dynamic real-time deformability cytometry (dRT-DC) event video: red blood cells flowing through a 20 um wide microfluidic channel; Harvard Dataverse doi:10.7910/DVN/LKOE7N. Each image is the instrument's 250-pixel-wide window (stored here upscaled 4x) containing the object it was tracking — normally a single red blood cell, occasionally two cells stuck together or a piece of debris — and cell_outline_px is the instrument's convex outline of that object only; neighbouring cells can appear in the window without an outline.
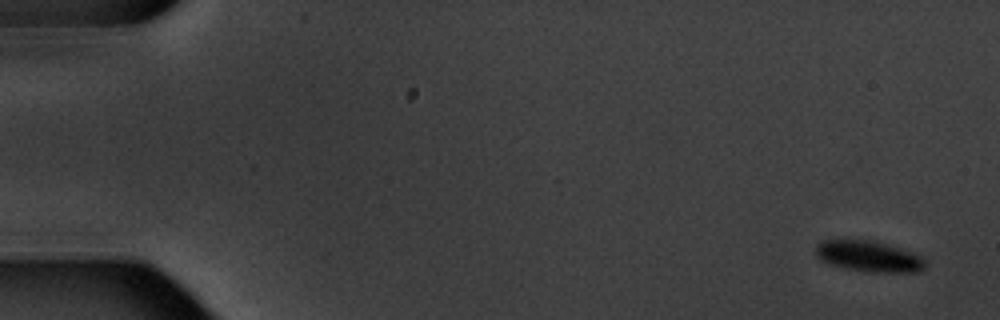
{"species": "common noctule bat (a hibernating species)", "species_latin": "Nyctalus noctula", "temperature_condition": "warm", "stored_images_in_passage": 6, "camera_frame_rate_fps": 3000, "um_per_image_px": 0.085, "animal": {"sex": "male", "body_mass_g": 20.1, "forearm_length_mm": 53.5}, "frame": {"image": 1, "passage_image": 1, "time_ms": 0.0, "image_size_px": [1000, 320], "cell_outline_px": [[924, 268], [920, 272], [868, 272], [828, 264], [820, 260], [816, 256], [816, 244], [824, 240], [872, 240], [888, 244], [900, 248], [920, 256], [924, 260]], "centroid_in_image_um": [73.82, 21.79], "position_along_channel_um": 11.2, "area_um2": 19.65}}
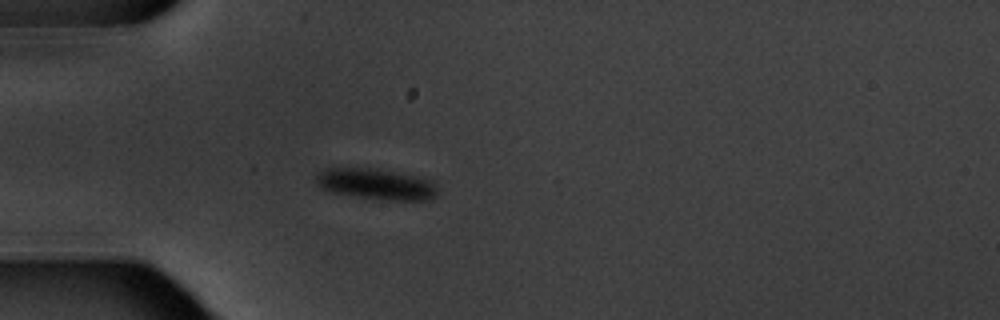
{"frame": {"image": 2, "passage_image": 5, "time_ms": 5.0, "image_size_px": [1000, 320], "cell_outline_px": [[436, 196], [432, 200], [388, 200], [356, 196], [332, 192], [316, 184], [316, 176], [320, 172], [328, 168], [372, 168], [432, 180], [436, 188]], "centroid_in_image_um": [31.98, 15.66], "position_along_channel_um": 53.0, "area_um2": 21.44}}